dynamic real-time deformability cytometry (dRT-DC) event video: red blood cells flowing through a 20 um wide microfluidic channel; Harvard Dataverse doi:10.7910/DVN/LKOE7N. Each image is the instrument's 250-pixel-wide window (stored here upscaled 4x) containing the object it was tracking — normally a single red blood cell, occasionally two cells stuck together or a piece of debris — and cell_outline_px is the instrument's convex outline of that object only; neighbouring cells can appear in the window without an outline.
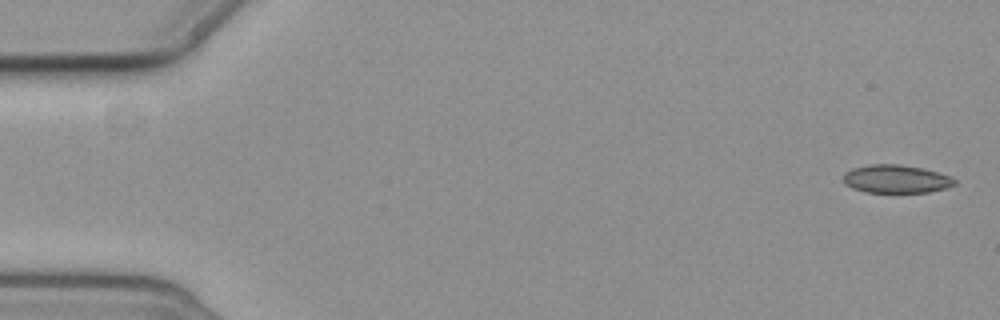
{"species": "common noctule bat (a hibernating species)", "species_latin": "Nyctalus noctula", "temperature_condition": "cold", "stored_images_in_passage": 7, "camera_frame_rate_fps": 3000, "um_per_image_px": 0.085, "animal": {"sex": "female", "body_mass_g": 19.3, "forearm_length_mm": 54.1}, "frame": {"image": 1, "passage_image": 1, "time_ms": 0.0, "image_size_px": [1000, 320], "cell_outline_px": [[956, 184], [944, 188], [928, 192], [864, 192], [852, 188], [844, 184], [840, 180], [844, 172], [852, 168], [868, 164], [900, 164], [924, 168], [952, 176], [956, 180]], "centroid_in_image_um": [76.12, 15.2], "position_along_channel_um": 8.9, "area_um2": 18.61}}
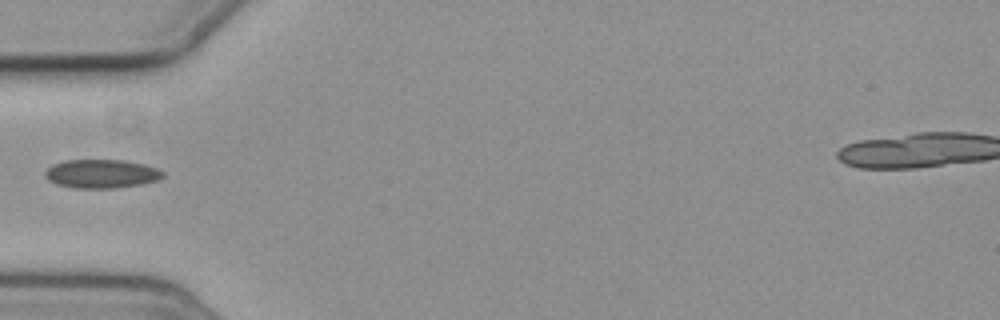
{"frame": {"image": 2, "passage_image": 6, "time_ms": 6.0, "image_size_px": [1000, 320], "cell_outline_px": [[164, 176], [160, 180], [140, 184], [112, 188], [72, 188], [56, 184], [48, 180], [44, 176], [44, 172], [52, 164], [64, 160], [124, 160], [144, 164], [156, 168], [164, 172]], "centroid_in_image_um": [8.6, 14.77], "position_along_channel_um": 76.4, "area_um2": 19.83}}
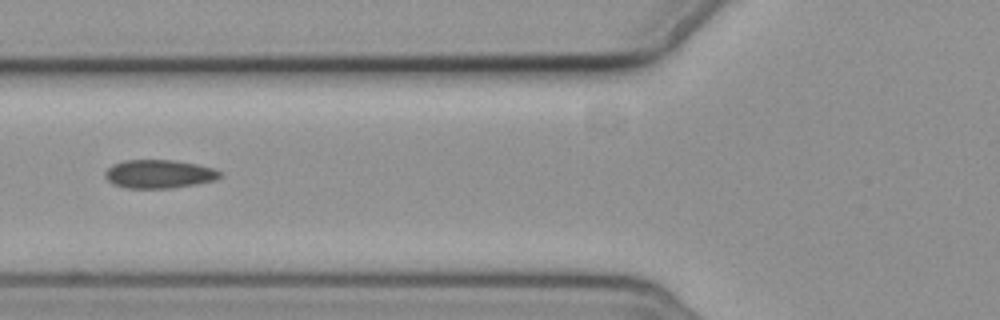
{"frame": {"image": 3, "passage_image": 7, "time_ms": 7.0, "image_size_px": [1000, 320], "cell_outline_px": [[224, 172], [216, 180], [196, 184], [172, 188], [124, 188], [112, 184], [104, 176], [104, 172], [112, 164], [124, 160], [172, 160], [196, 164], [212, 168]], "centroid_in_image_um": [13.5, 14.79], "position_along_channel_um": 112.3, "area_um2": 19.19}}